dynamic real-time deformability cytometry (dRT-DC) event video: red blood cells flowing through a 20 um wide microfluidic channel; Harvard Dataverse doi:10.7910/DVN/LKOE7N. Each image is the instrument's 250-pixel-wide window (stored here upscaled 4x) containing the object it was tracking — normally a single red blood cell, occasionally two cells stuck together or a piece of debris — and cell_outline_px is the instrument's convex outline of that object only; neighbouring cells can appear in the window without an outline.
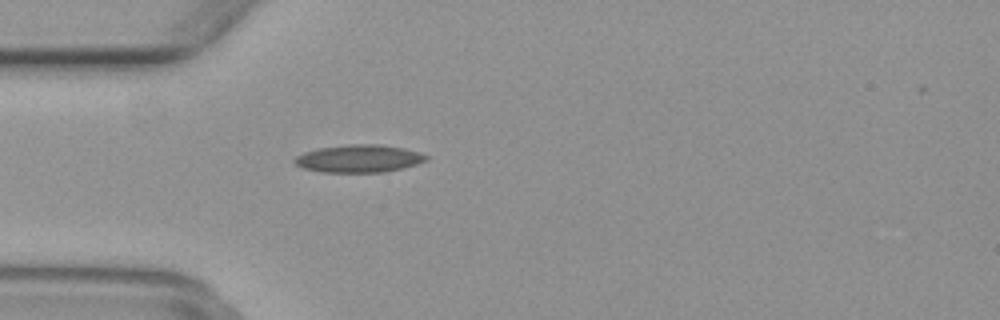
{"species": "common noctule bat (a hibernating species)", "species_latin": "Nyctalus noctula", "temperature_condition": "warm", "stored_images_in_passage": 44, "camera_frame_rate_fps": 3000, "um_per_image_px": 0.085, "animal": {"sex": "female", "body_mass_g": 29.2, "forearm_length_mm": 56.3}, "frame": {"image": 1, "passage_image": 9, "time_ms": 2.667, "image_size_px": [1000, 320], "cell_outline_px": [[428, 160], [416, 164], [384, 172], [320, 172], [304, 168], [296, 164], [292, 160], [296, 156], [304, 152], [316, 148], [348, 144], [380, 144], [404, 148], [420, 152], [428, 156]], "centroid_in_image_um": [30.49, 13.47], "position_along_channel_um": 54.5, "area_um2": 21.27}}
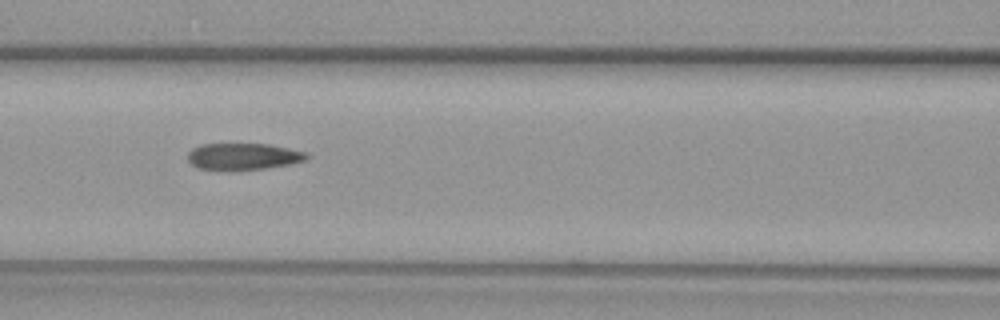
{"frame": {"image": 2, "passage_image": 16, "time_ms": 5.0, "image_size_px": [1000, 320], "cell_outline_px": [[308, 160], [292, 164], [264, 168], [228, 172], [200, 168], [192, 164], [188, 160], [188, 152], [192, 148], [200, 144], [268, 144], [308, 152]], "centroid_in_image_um": [20.68, 13.32], "position_along_channel_um": 145.9, "area_um2": 18.9}}
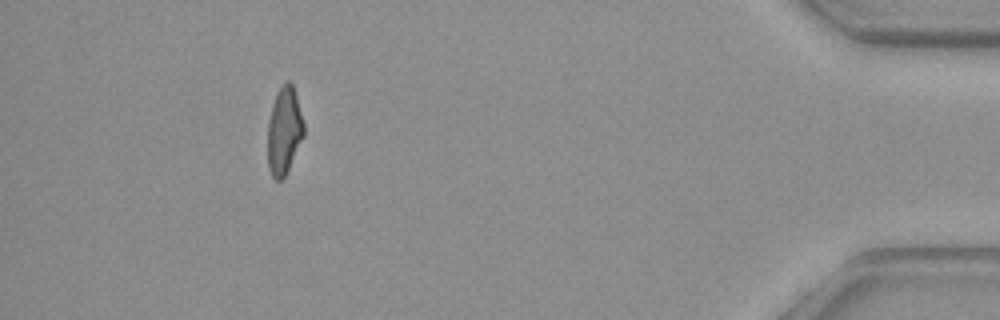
{"frame": {"image": 3, "passage_image": 40, "time_ms": 13.0, "image_size_px": [1000, 320], "cell_outline_px": [[304, 136], [284, 176], [280, 180], [276, 180], [272, 176], [268, 168], [268, 120], [272, 104], [276, 92], [284, 80], [288, 80], [292, 84], [296, 96], [304, 124]], "centroid_in_image_um": [24.14, 11.07], "position_along_channel_um": 411.1, "area_um2": 18.32}}